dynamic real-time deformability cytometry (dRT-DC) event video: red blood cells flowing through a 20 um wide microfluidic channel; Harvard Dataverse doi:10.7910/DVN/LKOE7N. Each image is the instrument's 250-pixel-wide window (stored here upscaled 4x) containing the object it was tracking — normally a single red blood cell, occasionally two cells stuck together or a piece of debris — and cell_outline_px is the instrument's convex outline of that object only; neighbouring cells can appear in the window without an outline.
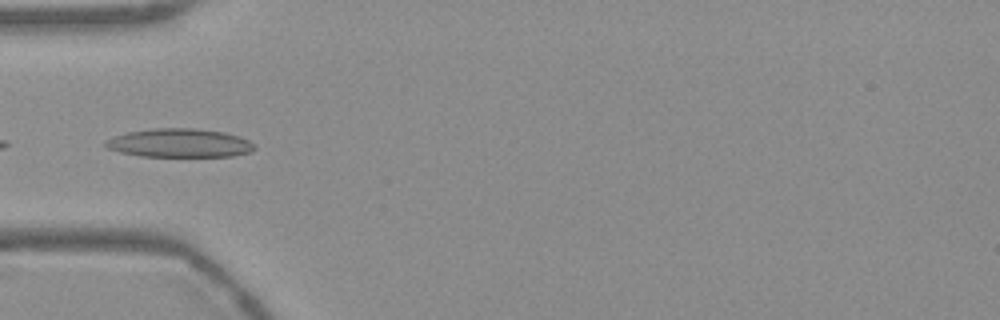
{"species": "Egyptian fruit bat (a non-hibernating species)", "species_latin": "Rousettus aegyptiacus", "temperature_condition": "warm", "stored_images_in_passage": 18, "camera_frame_rate_fps": 3000, "um_per_image_px": 0.085, "frame": {"image": 1, "passage_image": 1, "time_ms": 0.0, "image_size_px": [1000, 320], "cell_outline_px": [[256, 148], [252, 152], [232, 156], [140, 156], [120, 152], [108, 148], [104, 144], [104, 140], [112, 136], [128, 132], [152, 128], [192, 128], [220, 132], [240, 136], [248, 140]], "centroid_in_image_um": [15.23, 12.15], "position_along_channel_um": 69.8, "area_um2": 24.8}}